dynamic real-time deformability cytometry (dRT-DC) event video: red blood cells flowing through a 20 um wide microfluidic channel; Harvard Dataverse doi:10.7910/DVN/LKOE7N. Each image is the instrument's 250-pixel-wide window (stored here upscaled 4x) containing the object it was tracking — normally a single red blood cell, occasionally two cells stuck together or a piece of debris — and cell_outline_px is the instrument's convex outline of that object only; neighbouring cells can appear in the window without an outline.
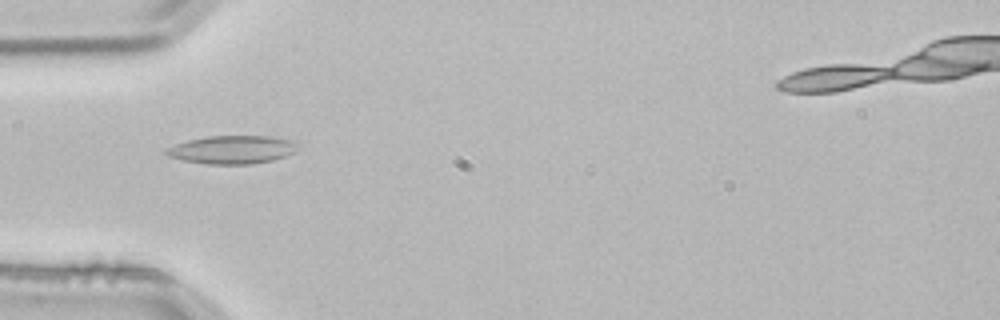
{"species": "common noctule bat (a hibernating species)", "species_latin": "Nyctalus noctula", "temperature_condition": "room temperature", "stored_images_in_passage": 2, "camera_frame_rate_fps": 3000, "um_per_image_px": 0.085, "animal": {"sex": "male", "body_mass_g": 21.5, "forearm_length_mm": 52.0}, "frame": {"image": 1, "passage_image": 1, "time_ms": 0.0, "image_size_px": [1000, 320], "cell_outline_px": [[300, 148], [296, 152], [272, 160], [252, 164], [208, 164], [184, 160], [168, 156], [164, 152], [164, 148], [188, 140], [208, 136], [272, 136], [288, 140], [300, 144]], "centroid_in_image_um": [19.75, 12.72], "position_along_channel_um": 65.2, "area_um2": 21.68}}